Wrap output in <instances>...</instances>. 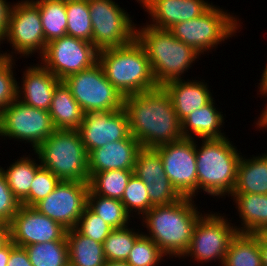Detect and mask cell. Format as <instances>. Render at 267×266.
Returning a JSON list of instances; mask_svg holds the SVG:
<instances>
[{
    "instance_id": "1",
    "label": "cell",
    "mask_w": 267,
    "mask_h": 266,
    "mask_svg": "<svg viewBox=\"0 0 267 266\" xmlns=\"http://www.w3.org/2000/svg\"><path fill=\"white\" fill-rule=\"evenodd\" d=\"M130 134L143 148H156L183 138L182 122L163 86L124 97Z\"/></svg>"
},
{
    "instance_id": "2",
    "label": "cell",
    "mask_w": 267,
    "mask_h": 266,
    "mask_svg": "<svg viewBox=\"0 0 267 266\" xmlns=\"http://www.w3.org/2000/svg\"><path fill=\"white\" fill-rule=\"evenodd\" d=\"M194 204L193 198L182 197L172 204L153 206L142 217V226L149 231L144 235L167 257L181 258L187 251L194 227L203 215Z\"/></svg>"
},
{
    "instance_id": "3",
    "label": "cell",
    "mask_w": 267,
    "mask_h": 266,
    "mask_svg": "<svg viewBox=\"0 0 267 266\" xmlns=\"http://www.w3.org/2000/svg\"><path fill=\"white\" fill-rule=\"evenodd\" d=\"M98 63L123 97L158 87L146 52L136 38L123 46L98 50Z\"/></svg>"
},
{
    "instance_id": "4",
    "label": "cell",
    "mask_w": 267,
    "mask_h": 266,
    "mask_svg": "<svg viewBox=\"0 0 267 266\" xmlns=\"http://www.w3.org/2000/svg\"><path fill=\"white\" fill-rule=\"evenodd\" d=\"M135 38L146 52L158 86L181 79V75L188 72L201 56L191 46L176 39L169 29H159L148 23L139 28L136 26Z\"/></svg>"
},
{
    "instance_id": "5",
    "label": "cell",
    "mask_w": 267,
    "mask_h": 266,
    "mask_svg": "<svg viewBox=\"0 0 267 266\" xmlns=\"http://www.w3.org/2000/svg\"><path fill=\"white\" fill-rule=\"evenodd\" d=\"M196 144L197 194L203 189L212 197L231 195L236 184L239 153L228 137L201 139Z\"/></svg>"
},
{
    "instance_id": "6",
    "label": "cell",
    "mask_w": 267,
    "mask_h": 266,
    "mask_svg": "<svg viewBox=\"0 0 267 266\" xmlns=\"http://www.w3.org/2000/svg\"><path fill=\"white\" fill-rule=\"evenodd\" d=\"M34 153L60 180L89 182V154L78 130L56 129Z\"/></svg>"
},
{
    "instance_id": "7",
    "label": "cell",
    "mask_w": 267,
    "mask_h": 266,
    "mask_svg": "<svg viewBox=\"0 0 267 266\" xmlns=\"http://www.w3.org/2000/svg\"><path fill=\"white\" fill-rule=\"evenodd\" d=\"M238 19L212 5L199 17L175 24L169 30L176 39L191 46L201 55L230 39L229 37L232 38L242 26Z\"/></svg>"
},
{
    "instance_id": "8",
    "label": "cell",
    "mask_w": 267,
    "mask_h": 266,
    "mask_svg": "<svg viewBox=\"0 0 267 266\" xmlns=\"http://www.w3.org/2000/svg\"><path fill=\"white\" fill-rule=\"evenodd\" d=\"M63 81L84 113L123 108L124 97L108 81L98 62L89 69L68 75Z\"/></svg>"
},
{
    "instance_id": "9",
    "label": "cell",
    "mask_w": 267,
    "mask_h": 266,
    "mask_svg": "<svg viewBox=\"0 0 267 266\" xmlns=\"http://www.w3.org/2000/svg\"><path fill=\"white\" fill-rule=\"evenodd\" d=\"M55 130L49 111L26 105L19 99L0 112V136L31 143L33 150Z\"/></svg>"
},
{
    "instance_id": "10",
    "label": "cell",
    "mask_w": 267,
    "mask_h": 266,
    "mask_svg": "<svg viewBox=\"0 0 267 266\" xmlns=\"http://www.w3.org/2000/svg\"><path fill=\"white\" fill-rule=\"evenodd\" d=\"M92 44L98 49L123 46L135 38L130 15L113 0H88ZM133 23V24H132Z\"/></svg>"
},
{
    "instance_id": "11",
    "label": "cell",
    "mask_w": 267,
    "mask_h": 266,
    "mask_svg": "<svg viewBox=\"0 0 267 266\" xmlns=\"http://www.w3.org/2000/svg\"><path fill=\"white\" fill-rule=\"evenodd\" d=\"M235 227L220 213H204L197 221L192 240L182 257L192 256L202 264L217 259L223 265L228 245L237 233Z\"/></svg>"
},
{
    "instance_id": "12",
    "label": "cell",
    "mask_w": 267,
    "mask_h": 266,
    "mask_svg": "<svg viewBox=\"0 0 267 266\" xmlns=\"http://www.w3.org/2000/svg\"><path fill=\"white\" fill-rule=\"evenodd\" d=\"M6 39L15 52L12 51V55L10 52H0L2 57L13 59V53L16 52L26 57L36 52L42 56L46 48L44 30L39 8L32 0H21L14 4L4 41Z\"/></svg>"
},
{
    "instance_id": "13",
    "label": "cell",
    "mask_w": 267,
    "mask_h": 266,
    "mask_svg": "<svg viewBox=\"0 0 267 266\" xmlns=\"http://www.w3.org/2000/svg\"><path fill=\"white\" fill-rule=\"evenodd\" d=\"M40 58L45 68L63 80L97 63L98 49L91 42L66 35L48 42Z\"/></svg>"
},
{
    "instance_id": "14",
    "label": "cell",
    "mask_w": 267,
    "mask_h": 266,
    "mask_svg": "<svg viewBox=\"0 0 267 266\" xmlns=\"http://www.w3.org/2000/svg\"><path fill=\"white\" fill-rule=\"evenodd\" d=\"M196 140L182 138L154 148L171 184L182 197L197 194Z\"/></svg>"
},
{
    "instance_id": "15",
    "label": "cell",
    "mask_w": 267,
    "mask_h": 266,
    "mask_svg": "<svg viewBox=\"0 0 267 266\" xmlns=\"http://www.w3.org/2000/svg\"><path fill=\"white\" fill-rule=\"evenodd\" d=\"M89 182L60 181L56 188L33 207L70 230L76 227L85 207Z\"/></svg>"
},
{
    "instance_id": "16",
    "label": "cell",
    "mask_w": 267,
    "mask_h": 266,
    "mask_svg": "<svg viewBox=\"0 0 267 266\" xmlns=\"http://www.w3.org/2000/svg\"><path fill=\"white\" fill-rule=\"evenodd\" d=\"M9 225L10 240L21 247L64 240L67 233V229L61 224L41 214L34 207L24 205H21Z\"/></svg>"
},
{
    "instance_id": "17",
    "label": "cell",
    "mask_w": 267,
    "mask_h": 266,
    "mask_svg": "<svg viewBox=\"0 0 267 266\" xmlns=\"http://www.w3.org/2000/svg\"><path fill=\"white\" fill-rule=\"evenodd\" d=\"M78 131L89 154L95 148L125 139L130 134L128 116L124 108L86 112Z\"/></svg>"
},
{
    "instance_id": "18",
    "label": "cell",
    "mask_w": 267,
    "mask_h": 266,
    "mask_svg": "<svg viewBox=\"0 0 267 266\" xmlns=\"http://www.w3.org/2000/svg\"><path fill=\"white\" fill-rule=\"evenodd\" d=\"M133 174L146 184L150 202L154 206L172 204L182 198L171 184L162 159L154 148H142L139 151Z\"/></svg>"
},
{
    "instance_id": "19",
    "label": "cell",
    "mask_w": 267,
    "mask_h": 266,
    "mask_svg": "<svg viewBox=\"0 0 267 266\" xmlns=\"http://www.w3.org/2000/svg\"><path fill=\"white\" fill-rule=\"evenodd\" d=\"M150 15V26L170 29L175 24L189 21L206 12L213 3L205 0H136Z\"/></svg>"
},
{
    "instance_id": "20",
    "label": "cell",
    "mask_w": 267,
    "mask_h": 266,
    "mask_svg": "<svg viewBox=\"0 0 267 266\" xmlns=\"http://www.w3.org/2000/svg\"><path fill=\"white\" fill-rule=\"evenodd\" d=\"M143 147L129 134L125 139L107 143L89 153V177L93 173L109 170H133L139 151Z\"/></svg>"
},
{
    "instance_id": "21",
    "label": "cell",
    "mask_w": 267,
    "mask_h": 266,
    "mask_svg": "<svg viewBox=\"0 0 267 266\" xmlns=\"http://www.w3.org/2000/svg\"><path fill=\"white\" fill-rule=\"evenodd\" d=\"M36 65H30L24 71L22 87L17 84V99L26 105L49 111L56 86L62 80L41 63Z\"/></svg>"
},
{
    "instance_id": "22",
    "label": "cell",
    "mask_w": 267,
    "mask_h": 266,
    "mask_svg": "<svg viewBox=\"0 0 267 266\" xmlns=\"http://www.w3.org/2000/svg\"><path fill=\"white\" fill-rule=\"evenodd\" d=\"M163 87L170 95L177 117L181 122L190 113L214 99L205 81L189 79L185 81L181 78L166 82Z\"/></svg>"
},
{
    "instance_id": "23",
    "label": "cell",
    "mask_w": 267,
    "mask_h": 266,
    "mask_svg": "<svg viewBox=\"0 0 267 266\" xmlns=\"http://www.w3.org/2000/svg\"><path fill=\"white\" fill-rule=\"evenodd\" d=\"M213 101L212 99L205 106L190 113L182 121L183 138L194 139L196 136L200 139H221L226 137L220 130L225 123L223 114L216 109Z\"/></svg>"
},
{
    "instance_id": "24",
    "label": "cell",
    "mask_w": 267,
    "mask_h": 266,
    "mask_svg": "<svg viewBox=\"0 0 267 266\" xmlns=\"http://www.w3.org/2000/svg\"><path fill=\"white\" fill-rule=\"evenodd\" d=\"M238 208L241 226L237 232L264 233L267 230V194H231Z\"/></svg>"
},
{
    "instance_id": "25",
    "label": "cell",
    "mask_w": 267,
    "mask_h": 266,
    "mask_svg": "<svg viewBox=\"0 0 267 266\" xmlns=\"http://www.w3.org/2000/svg\"><path fill=\"white\" fill-rule=\"evenodd\" d=\"M49 114L55 129L78 130L83 121L84 112L63 80L56 86Z\"/></svg>"
},
{
    "instance_id": "26",
    "label": "cell",
    "mask_w": 267,
    "mask_h": 266,
    "mask_svg": "<svg viewBox=\"0 0 267 266\" xmlns=\"http://www.w3.org/2000/svg\"><path fill=\"white\" fill-rule=\"evenodd\" d=\"M232 194H267V151L249 159L241 155Z\"/></svg>"
},
{
    "instance_id": "27",
    "label": "cell",
    "mask_w": 267,
    "mask_h": 266,
    "mask_svg": "<svg viewBox=\"0 0 267 266\" xmlns=\"http://www.w3.org/2000/svg\"><path fill=\"white\" fill-rule=\"evenodd\" d=\"M69 266H104L103 243L80 234L75 228L67 230Z\"/></svg>"
},
{
    "instance_id": "28",
    "label": "cell",
    "mask_w": 267,
    "mask_h": 266,
    "mask_svg": "<svg viewBox=\"0 0 267 266\" xmlns=\"http://www.w3.org/2000/svg\"><path fill=\"white\" fill-rule=\"evenodd\" d=\"M222 266H262L259 234L237 232L228 245Z\"/></svg>"
},
{
    "instance_id": "29",
    "label": "cell",
    "mask_w": 267,
    "mask_h": 266,
    "mask_svg": "<svg viewBox=\"0 0 267 266\" xmlns=\"http://www.w3.org/2000/svg\"><path fill=\"white\" fill-rule=\"evenodd\" d=\"M40 167L41 163L38 164L34 158H30L28 155L27 157L23 155V157L17 159L6 170L0 166L8 186L20 203L29 195L31 183Z\"/></svg>"
},
{
    "instance_id": "30",
    "label": "cell",
    "mask_w": 267,
    "mask_h": 266,
    "mask_svg": "<svg viewBox=\"0 0 267 266\" xmlns=\"http://www.w3.org/2000/svg\"><path fill=\"white\" fill-rule=\"evenodd\" d=\"M39 8L45 43L67 35L66 0H32Z\"/></svg>"
},
{
    "instance_id": "31",
    "label": "cell",
    "mask_w": 267,
    "mask_h": 266,
    "mask_svg": "<svg viewBox=\"0 0 267 266\" xmlns=\"http://www.w3.org/2000/svg\"><path fill=\"white\" fill-rule=\"evenodd\" d=\"M32 266H69L67 239L24 247Z\"/></svg>"
},
{
    "instance_id": "32",
    "label": "cell",
    "mask_w": 267,
    "mask_h": 266,
    "mask_svg": "<svg viewBox=\"0 0 267 266\" xmlns=\"http://www.w3.org/2000/svg\"><path fill=\"white\" fill-rule=\"evenodd\" d=\"M133 170H109L93 173L89 189L96 195L121 200Z\"/></svg>"
},
{
    "instance_id": "33",
    "label": "cell",
    "mask_w": 267,
    "mask_h": 266,
    "mask_svg": "<svg viewBox=\"0 0 267 266\" xmlns=\"http://www.w3.org/2000/svg\"><path fill=\"white\" fill-rule=\"evenodd\" d=\"M87 206L113 229L127 227L130 222L131 216L118 199L96 195L89 189Z\"/></svg>"
},
{
    "instance_id": "34",
    "label": "cell",
    "mask_w": 267,
    "mask_h": 266,
    "mask_svg": "<svg viewBox=\"0 0 267 266\" xmlns=\"http://www.w3.org/2000/svg\"><path fill=\"white\" fill-rule=\"evenodd\" d=\"M67 35L92 43V21L88 0H66Z\"/></svg>"
},
{
    "instance_id": "35",
    "label": "cell",
    "mask_w": 267,
    "mask_h": 266,
    "mask_svg": "<svg viewBox=\"0 0 267 266\" xmlns=\"http://www.w3.org/2000/svg\"><path fill=\"white\" fill-rule=\"evenodd\" d=\"M143 234L134 228L113 229L103 242L106 261H126L136 240Z\"/></svg>"
},
{
    "instance_id": "36",
    "label": "cell",
    "mask_w": 267,
    "mask_h": 266,
    "mask_svg": "<svg viewBox=\"0 0 267 266\" xmlns=\"http://www.w3.org/2000/svg\"><path fill=\"white\" fill-rule=\"evenodd\" d=\"M120 201L127 213L132 217L131 212L132 214L137 212L136 215L140 214L143 217L154 206L150 202L146 184L134 174L129 179Z\"/></svg>"
},
{
    "instance_id": "37",
    "label": "cell",
    "mask_w": 267,
    "mask_h": 266,
    "mask_svg": "<svg viewBox=\"0 0 267 266\" xmlns=\"http://www.w3.org/2000/svg\"><path fill=\"white\" fill-rule=\"evenodd\" d=\"M164 256L166 255L153 240L142 234L136 240L126 262L130 266H159Z\"/></svg>"
},
{
    "instance_id": "38",
    "label": "cell",
    "mask_w": 267,
    "mask_h": 266,
    "mask_svg": "<svg viewBox=\"0 0 267 266\" xmlns=\"http://www.w3.org/2000/svg\"><path fill=\"white\" fill-rule=\"evenodd\" d=\"M60 181L51 171L41 166L31 183L29 195L21 202V205L33 207L40 200L47 197Z\"/></svg>"
},
{
    "instance_id": "39",
    "label": "cell",
    "mask_w": 267,
    "mask_h": 266,
    "mask_svg": "<svg viewBox=\"0 0 267 266\" xmlns=\"http://www.w3.org/2000/svg\"><path fill=\"white\" fill-rule=\"evenodd\" d=\"M75 229L83 236L99 243H103L113 230V228L96 215L88 206L85 207Z\"/></svg>"
},
{
    "instance_id": "40",
    "label": "cell",
    "mask_w": 267,
    "mask_h": 266,
    "mask_svg": "<svg viewBox=\"0 0 267 266\" xmlns=\"http://www.w3.org/2000/svg\"><path fill=\"white\" fill-rule=\"evenodd\" d=\"M14 58L0 56V112L17 99V80L14 77Z\"/></svg>"
},
{
    "instance_id": "41",
    "label": "cell",
    "mask_w": 267,
    "mask_h": 266,
    "mask_svg": "<svg viewBox=\"0 0 267 266\" xmlns=\"http://www.w3.org/2000/svg\"><path fill=\"white\" fill-rule=\"evenodd\" d=\"M21 203L12 193L4 174L0 170V221L10 223Z\"/></svg>"
},
{
    "instance_id": "42",
    "label": "cell",
    "mask_w": 267,
    "mask_h": 266,
    "mask_svg": "<svg viewBox=\"0 0 267 266\" xmlns=\"http://www.w3.org/2000/svg\"><path fill=\"white\" fill-rule=\"evenodd\" d=\"M7 266H32L26 249L12 242V251Z\"/></svg>"
},
{
    "instance_id": "43",
    "label": "cell",
    "mask_w": 267,
    "mask_h": 266,
    "mask_svg": "<svg viewBox=\"0 0 267 266\" xmlns=\"http://www.w3.org/2000/svg\"><path fill=\"white\" fill-rule=\"evenodd\" d=\"M7 0H0V45L3 43L5 36L7 35L9 19L14 6L10 5ZM2 41V42H1Z\"/></svg>"
},
{
    "instance_id": "44",
    "label": "cell",
    "mask_w": 267,
    "mask_h": 266,
    "mask_svg": "<svg viewBox=\"0 0 267 266\" xmlns=\"http://www.w3.org/2000/svg\"><path fill=\"white\" fill-rule=\"evenodd\" d=\"M12 251V241L9 240L3 247L0 248V266H7Z\"/></svg>"
},
{
    "instance_id": "45",
    "label": "cell",
    "mask_w": 267,
    "mask_h": 266,
    "mask_svg": "<svg viewBox=\"0 0 267 266\" xmlns=\"http://www.w3.org/2000/svg\"><path fill=\"white\" fill-rule=\"evenodd\" d=\"M10 240V225L5 222H0V248Z\"/></svg>"
},
{
    "instance_id": "46",
    "label": "cell",
    "mask_w": 267,
    "mask_h": 266,
    "mask_svg": "<svg viewBox=\"0 0 267 266\" xmlns=\"http://www.w3.org/2000/svg\"><path fill=\"white\" fill-rule=\"evenodd\" d=\"M259 247L262 258V266H267V237L259 233Z\"/></svg>"
},
{
    "instance_id": "47",
    "label": "cell",
    "mask_w": 267,
    "mask_h": 266,
    "mask_svg": "<svg viewBox=\"0 0 267 266\" xmlns=\"http://www.w3.org/2000/svg\"><path fill=\"white\" fill-rule=\"evenodd\" d=\"M260 94H262L263 96L267 95V88H260L259 90ZM265 110L262 111V114L260 117H258V121H256L257 123V127L260 129L263 128H267V105L264 108Z\"/></svg>"
},
{
    "instance_id": "48",
    "label": "cell",
    "mask_w": 267,
    "mask_h": 266,
    "mask_svg": "<svg viewBox=\"0 0 267 266\" xmlns=\"http://www.w3.org/2000/svg\"><path fill=\"white\" fill-rule=\"evenodd\" d=\"M258 84L260 85L259 88H267V64L265 65V68L262 73V78L260 80V83Z\"/></svg>"
},
{
    "instance_id": "49",
    "label": "cell",
    "mask_w": 267,
    "mask_h": 266,
    "mask_svg": "<svg viewBox=\"0 0 267 266\" xmlns=\"http://www.w3.org/2000/svg\"><path fill=\"white\" fill-rule=\"evenodd\" d=\"M104 266H130L126 261H106Z\"/></svg>"
},
{
    "instance_id": "50",
    "label": "cell",
    "mask_w": 267,
    "mask_h": 266,
    "mask_svg": "<svg viewBox=\"0 0 267 266\" xmlns=\"http://www.w3.org/2000/svg\"><path fill=\"white\" fill-rule=\"evenodd\" d=\"M263 234L267 237V230Z\"/></svg>"
}]
</instances>
